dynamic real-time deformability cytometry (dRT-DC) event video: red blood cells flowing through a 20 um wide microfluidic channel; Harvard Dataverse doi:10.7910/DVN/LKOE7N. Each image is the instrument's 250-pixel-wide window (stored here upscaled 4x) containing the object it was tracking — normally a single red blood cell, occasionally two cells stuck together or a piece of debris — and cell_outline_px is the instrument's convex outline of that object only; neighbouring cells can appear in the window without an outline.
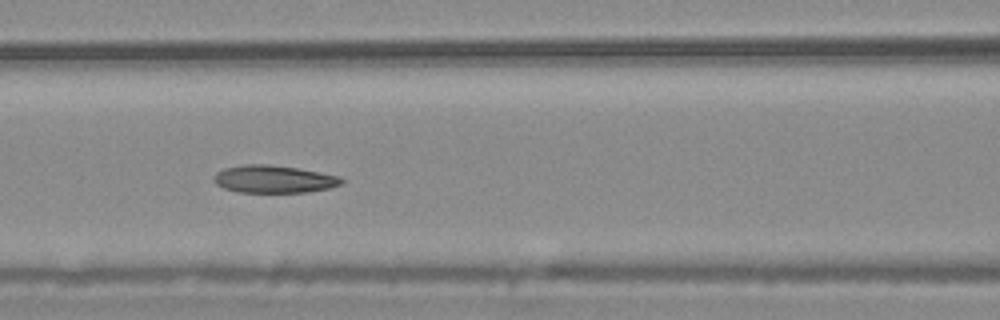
{"species": "common noctule bat (a hibernating species)", "species_latin": "Nyctalus noctula", "temperature_condition": "warm", "stored_images_in_passage": 9, "camera_frame_rate_fps": 3000, "um_per_image_px": 0.085, "animal": {"sex": "male", "body_mass_g": 20.4}, "frame": {"image": 1, "passage_image": 7, "time_ms": 2.0, "image_size_px": [1000, 320], "cell_outline_px": [[344, 180], [340, 184], [328, 188], [308, 192], [236, 192], [224, 188], [216, 184], [212, 180], [212, 176], [216, 172], [224, 168], [244, 164], [268, 164], [300, 168], [340, 176]], "centroid_in_image_um": [23.23, 15.21], "position_along_channel_um": 143.4, "area_um2": 20.69}}
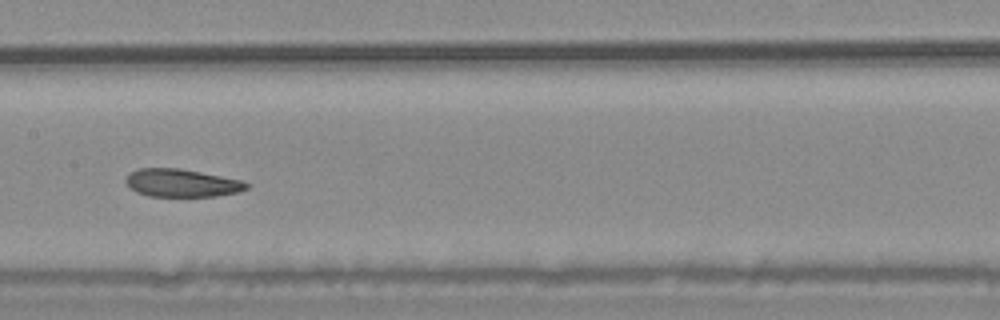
{"frame": {"image": 2, "passage_image": 8, "time_ms": 2.333, "image_size_px": [1000, 320], "cell_outline_px": [[252, 184], [248, 188], [240, 192], [216, 196], [148, 196], [136, 192], [124, 180], [136, 168], [180, 168], [244, 180]], "centroid_in_image_um": [15.52, 15.55], "position_along_channel_um": 191.9, "area_um2": 19.77}}
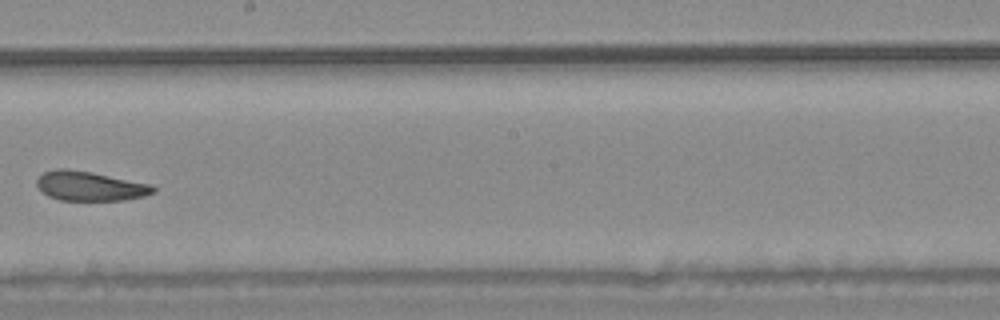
{"frame": {"image": 3, "passage_image": 9, "time_ms": 2.667, "image_size_px": [1000, 320], "cell_outline_px": [[156, 192], [144, 196], [124, 200], [60, 200], [48, 196], [36, 184], [36, 180], [44, 172], [56, 168], [64, 168], [92, 172], [152, 184], [156, 188]], "centroid_in_image_um": [7.68, 15.81], "position_along_channel_um": 240.5, "area_um2": 20.0}}